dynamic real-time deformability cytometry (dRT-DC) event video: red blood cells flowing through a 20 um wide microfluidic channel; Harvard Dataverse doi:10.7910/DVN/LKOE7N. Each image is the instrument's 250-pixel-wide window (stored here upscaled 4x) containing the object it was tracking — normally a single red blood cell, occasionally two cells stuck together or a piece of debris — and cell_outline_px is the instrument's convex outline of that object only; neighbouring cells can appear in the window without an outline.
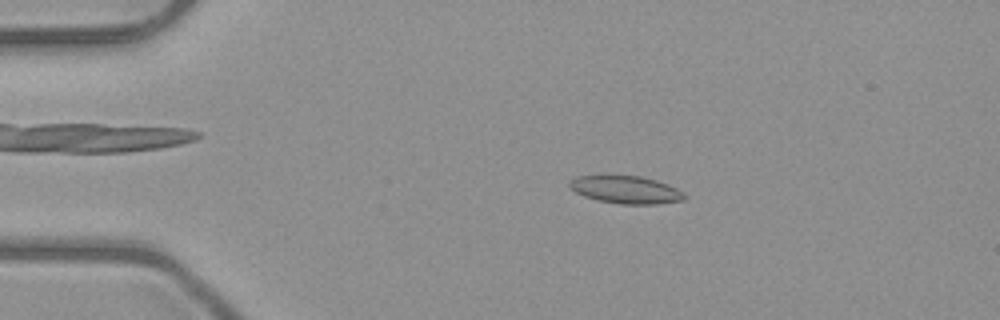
{"species": "common noctule bat (a hibernating species)", "species_latin": "Nyctalus noctula", "temperature_condition": "room temperature", "stored_images_in_passage": 51, "camera_frame_rate_fps": 3000, "um_per_image_px": 0.085, "animal": {"sex": "male", "body_mass_g": 23.1, "forearm_length_mm": 52.7}, "frame": {"image": 1, "passage_image": 10, "time_ms": 3.0, "image_size_px": [1000, 320], "cell_outline_px": [[688, 196], [684, 200], [656, 204], [620, 204], [600, 200], [584, 196], [576, 192], [568, 184], [576, 176], [640, 176], [656, 180], [668, 184], [676, 188]], "centroid_in_image_um": [53.25, 16.13], "position_along_channel_um": 31.8, "area_um2": 18.26}}
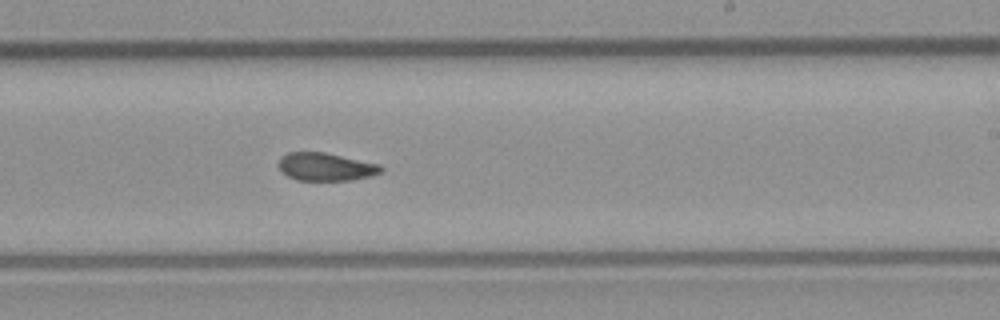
{"frame": {"image": 2, "passage_image": 31, "time_ms": 10.0, "image_size_px": [1000, 320], "cell_outline_px": [[384, 168], [380, 172], [368, 176], [352, 180], [296, 180], [288, 176], [280, 168], [280, 160], [288, 152], [324, 152], [380, 164]], "centroid_in_image_um": [27.72, 14.18], "position_along_channel_um": 261.3, "area_um2": 16.36}}
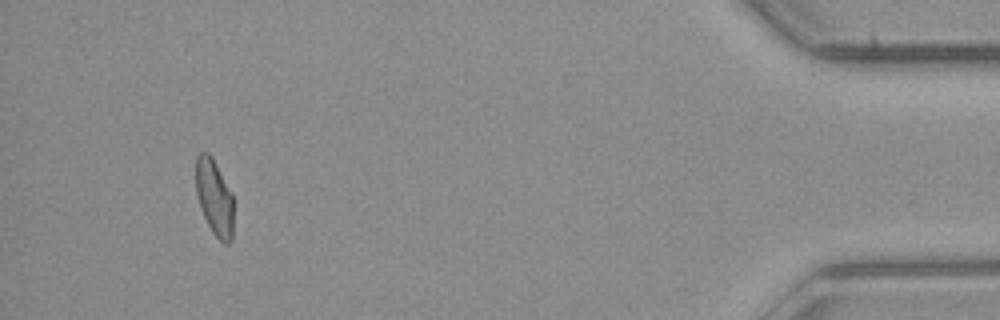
{"frame": {"image": 3, "passage_image": 48, "time_ms": 15.667, "image_size_px": [1000, 320], "cell_outline_px": [[232, 240], [228, 244], [224, 244], [212, 232], [200, 208], [196, 192], [196, 156], [200, 152], [208, 152], [212, 156], [232, 196]], "centroid_in_image_um": [18.2, 16.78], "position_along_channel_um": 417.0, "area_um2": 16.42}, "authors_computed_cell_mechanics": {"area_um2": 17.5712, "velocity_mm_per_s": 4.0252, "shape_relaxation_time_tau1_ms": null, "shape_relaxation_time_tau2_ms": 2.3052, "deformation_change_tau1": null, "deformation_change_tau2": 0.068}}